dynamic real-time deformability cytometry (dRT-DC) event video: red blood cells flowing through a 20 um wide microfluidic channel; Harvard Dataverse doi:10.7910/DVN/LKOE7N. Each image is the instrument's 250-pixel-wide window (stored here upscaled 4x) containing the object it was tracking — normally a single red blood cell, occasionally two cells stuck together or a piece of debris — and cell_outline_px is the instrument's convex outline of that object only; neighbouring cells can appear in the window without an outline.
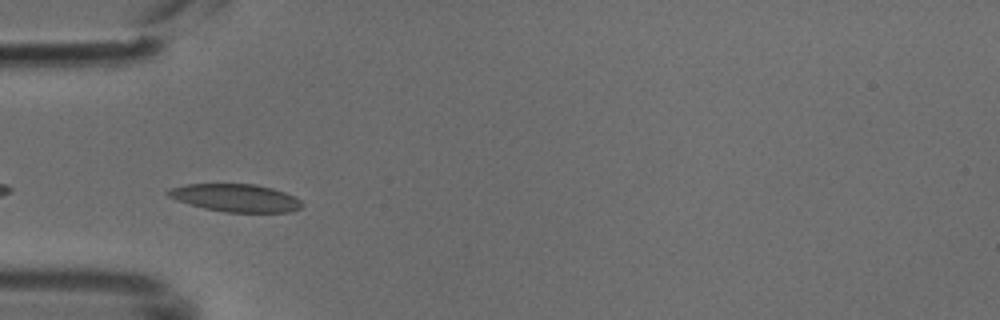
{"species": "common noctule bat (a hibernating species)", "species_latin": "Nyctalus noctula", "temperature_condition": "cold", "stored_images_in_passage": 36, "camera_frame_rate_fps": 3000, "um_per_image_px": 0.085, "animal": {"sex": "male", "body_mass_g": 18.8}, "frame": {"image": 1, "passage_image": 2, "time_ms": 0.333, "image_size_px": [1000, 320], "cell_outline_px": [[304, 204], [300, 208], [288, 212], [224, 212], [204, 208], [168, 196], [164, 192], [172, 188], [188, 184], [256, 184], [272, 188], [284, 192], [300, 200]], "centroid_in_image_um": [20.06, 16.82], "position_along_channel_um": 64.9, "area_um2": 21.33}}
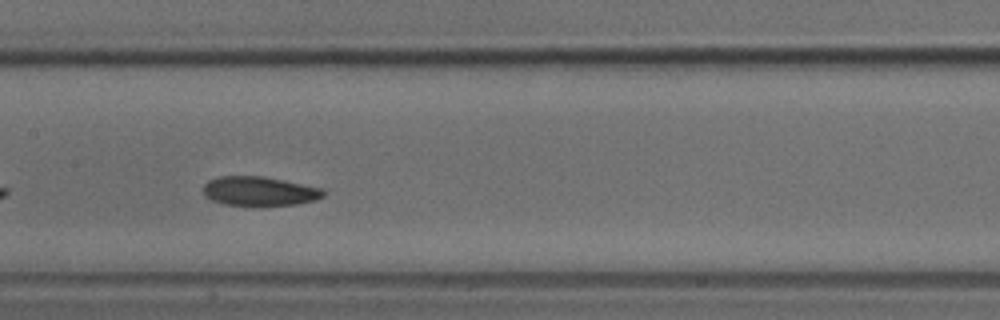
{"frame": {"image": 2, "passage_image": 11, "time_ms": 3.333, "image_size_px": [1000, 320], "cell_outline_px": [[324, 196], [316, 200], [296, 204], [260, 208], [256, 208], [224, 204], [212, 200], [204, 196], [204, 184], [208, 180], [220, 176], [264, 176], [324, 188]], "centroid_in_image_um": [22.06, 16.28], "position_along_channel_um": 185.3, "area_um2": 21.27}}
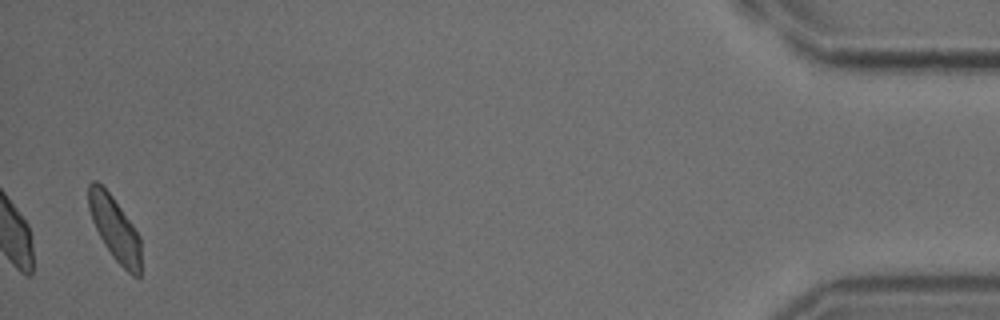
{"frame": {"image": 3, "passage_image": 35, "time_ms": 11.333, "image_size_px": [1000, 320], "cell_outline_px": [[140, 276], [132, 276], [112, 256], [104, 244], [92, 220], [88, 208], [88, 184], [92, 180], [96, 180], [112, 196], [132, 224], [140, 236]], "centroid_in_image_um": [9.74, 19.41], "position_along_channel_um": 425.5, "area_um2": 19.31}}